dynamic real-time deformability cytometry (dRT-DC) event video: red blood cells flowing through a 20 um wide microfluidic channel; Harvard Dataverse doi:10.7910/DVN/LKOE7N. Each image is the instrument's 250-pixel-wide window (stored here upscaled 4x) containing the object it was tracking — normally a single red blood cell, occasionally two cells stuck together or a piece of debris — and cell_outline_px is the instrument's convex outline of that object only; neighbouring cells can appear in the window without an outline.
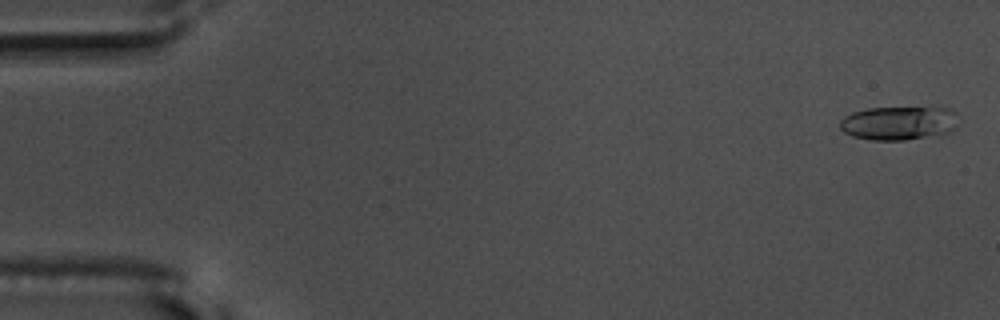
{"species": "common noctule bat (a hibernating species)", "species_latin": "Nyctalus noctula", "temperature_condition": "warm", "stored_images_in_passage": 56, "camera_frame_rate_fps": 3000, "um_per_image_px": 0.085, "animal": {"sex": "male", "body_mass_g": 17.5, "forearm_length_mm": 52.3}, "frame": {"image": 1, "passage_image": 2, "time_ms": 0.333, "image_size_px": [1000, 320], "cell_outline_px": [[956, 128], [944, 136], [904, 140], [872, 140], [852, 136], [844, 132], [840, 128], [840, 120], [844, 116], [852, 112], [868, 108], [948, 108], [956, 112]], "centroid_in_image_um": [76.42, 10.48], "position_along_channel_um": 8.6, "area_um2": 23.64}}
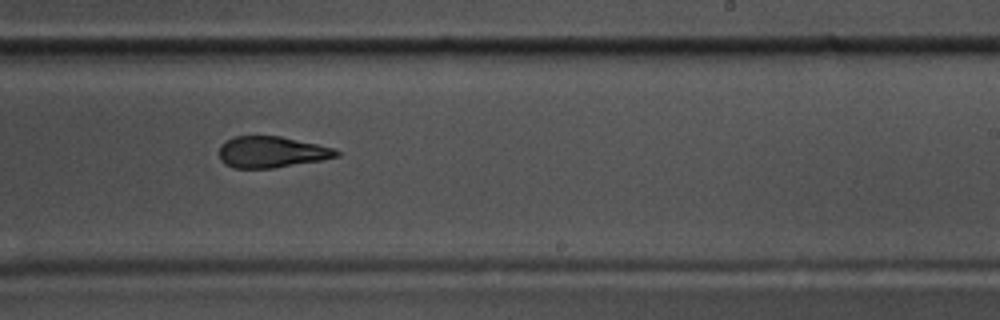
{"frame": {"image": 2, "passage_image": 35, "time_ms": 11.333, "image_size_px": [1000, 320], "cell_outline_px": [[340, 156], [320, 160], [272, 168], [232, 168], [224, 164], [220, 160], [220, 144], [236, 136], [280, 136], [316, 144], [332, 148], [340, 152]], "centroid_in_image_um": [23.05, 12.93], "position_along_channel_um": 266.0, "area_um2": 21.15}}
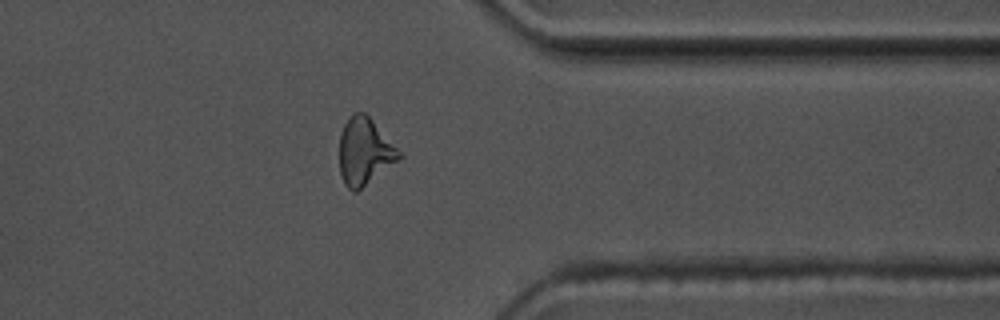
{"frame": {"image": 3, "passage_image": 45, "time_ms": 14.667, "image_size_px": [1000, 320], "cell_outline_px": [[404, 156], [356, 192], [352, 192], [344, 184], [340, 172], [340, 132], [344, 124], [356, 112], [364, 112], [372, 120]], "centroid_in_image_um": [30.98, 12.9], "position_along_channel_um": 380.4, "area_um2": 22.89}, "authors_computed_cell_mechanics": {"area_um2": 22.4264, "velocity_mm_per_s": 3.6645, "shape_relaxation_time_tau1_ms": 3.282, "shape_relaxation_time_tau2_ms": 1.9949, "deformation_change_tau1": 0.1601, "deformation_change_tau2": 0.1158}}